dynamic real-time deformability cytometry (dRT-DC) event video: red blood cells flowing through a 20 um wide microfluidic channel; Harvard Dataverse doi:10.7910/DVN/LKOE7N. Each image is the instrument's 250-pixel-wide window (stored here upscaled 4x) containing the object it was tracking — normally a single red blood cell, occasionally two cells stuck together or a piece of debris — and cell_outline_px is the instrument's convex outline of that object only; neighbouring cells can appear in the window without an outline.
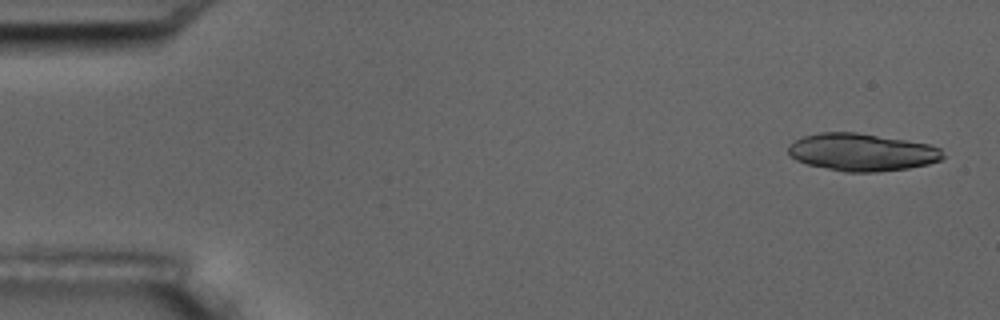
{"species": "common noctule bat (a hibernating species)", "species_latin": "Nyctalus noctula", "temperature_condition": "room temperature", "stored_images_in_passage": 5, "camera_frame_rate_fps": 3000, "um_per_image_px": 0.085, "animal": {"sex": "male", "body_mass_g": 17.5, "forearm_length_mm": 52.3}, "frame": {"image": 1, "passage_image": 1, "time_ms": 0.0, "image_size_px": [1000, 320], "cell_outline_px": [[944, 156], [940, 160], [928, 164], [908, 168], [876, 172], [844, 172], [808, 164], [796, 160], [788, 152], [788, 148], [796, 140], [804, 136], [820, 132], [856, 132], [928, 144], [940, 148]], "centroid_in_image_um": [73.26, 12.94], "position_along_channel_um": 11.7, "area_um2": 33.47}}